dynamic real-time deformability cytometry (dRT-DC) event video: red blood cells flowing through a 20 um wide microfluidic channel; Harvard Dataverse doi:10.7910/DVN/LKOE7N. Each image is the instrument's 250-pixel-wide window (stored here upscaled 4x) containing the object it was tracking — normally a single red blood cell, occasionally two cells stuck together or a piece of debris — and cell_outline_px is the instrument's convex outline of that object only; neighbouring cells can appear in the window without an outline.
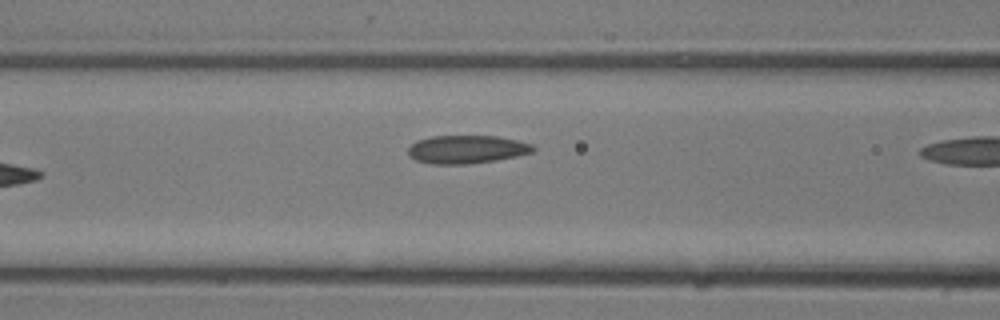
{"species": "common noctule bat (a hibernating species)", "species_latin": "Nyctalus noctula", "temperature_condition": "room temperature", "stored_images_in_passage": 5, "camera_frame_rate_fps": 3000, "um_per_image_px": 0.085, "animal": {"sex": "male", "body_mass_g": 13.3}, "frame": {"image": 1, "passage_image": 4, "time_ms": 1.0, "image_size_px": [1000, 320], "cell_outline_px": [[536, 148], [532, 152], [516, 156], [496, 160], [464, 164], [432, 164], [416, 160], [408, 156], [408, 148], [416, 140], [432, 136], [496, 136], [516, 140], [532, 144]], "centroid_in_image_um": [39.64, 12.69], "position_along_channel_um": 127.0, "area_um2": 20.46}}